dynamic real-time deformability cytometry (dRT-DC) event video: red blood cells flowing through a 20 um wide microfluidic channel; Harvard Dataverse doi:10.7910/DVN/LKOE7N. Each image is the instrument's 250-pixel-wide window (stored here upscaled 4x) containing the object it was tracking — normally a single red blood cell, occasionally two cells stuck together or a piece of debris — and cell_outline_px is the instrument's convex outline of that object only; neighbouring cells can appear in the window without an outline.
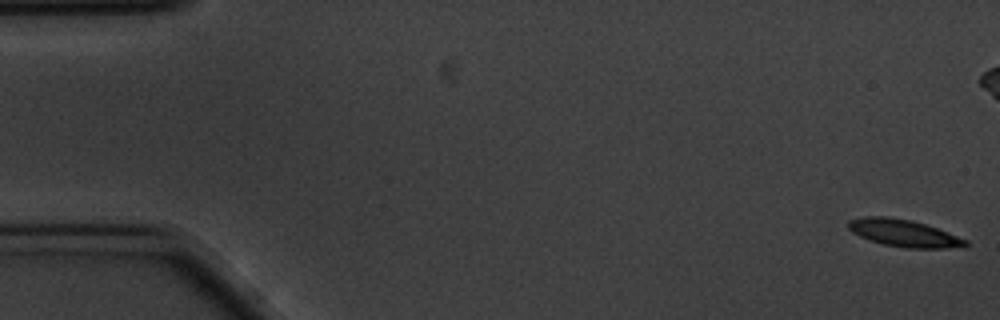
{"species": "common noctule bat (a hibernating species)", "species_latin": "Nyctalus noctula", "temperature_condition": "cold", "stored_images_in_passage": 58, "camera_frame_rate_fps": 3000, "um_per_image_px": 0.085, "animal": {"sex": "male", "body_mass_g": 20.1, "forearm_length_mm": 53.5}, "frame": {"image": 1, "passage_image": 1, "time_ms": 0.0, "image_size_px": [1000, 320], "cell_outline_px": [[968, 244], [964, 248], [904, 248], [884, 244], [868, 240], [852, 232], [848, 228], [848, 220], [864, 216], [888, 216], [912, 220], [936, 228], [968, 240]], "centroid_in_image_um": [76.82, 19.82], "position_along_channel_um": 8.2, "area_um2": 18.67}}
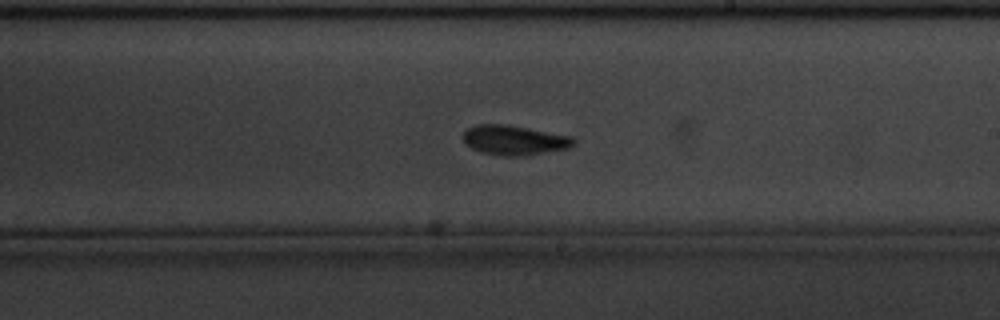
{"frame": {"image": 2, "passage_image": 33, "time_ms": 10.667, "image_size_px": [1000, 320], "cell_outline_px": [[576, 144], [572, 148], [528, 156], [504, 156], [480, 152], [472, 148], [460, 136], [468, 128], [476, 124], [504, 124], [528, 128], [572, 136], [576, 140]], "centroid_in_image_um": [43.77, 11.92], "position_along_channel_um": 245.2, "area_um2": 19.48}}
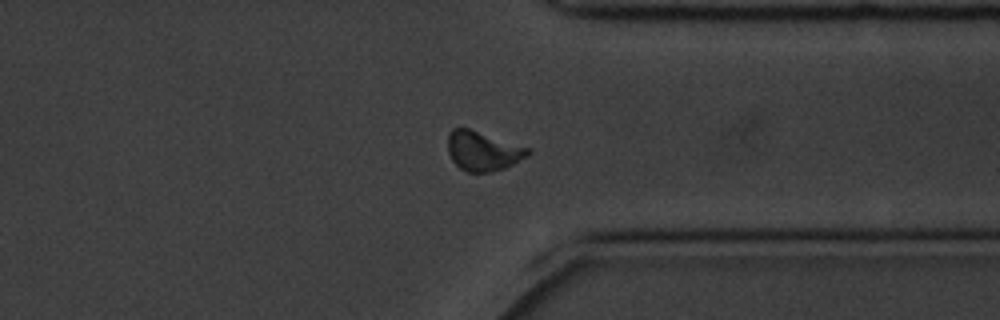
{"frame": {"image": 3, "passage_image": 44, "time_ms": 14.333, "image_size_px": [1000, 320], "cell_outline_px": [[532, 152], [528, 156], [504, 168], [488, 172], [468, 172], [460, 168], [452, 160], [448, 152], [448, 132], [452, 128], [468, 128], [532, 148]], "centroid_in_image_um": [41.06, 12.82], "position_along_channel_um": 370.3, "area_um2": 18.5}, "authors_computed_cell_mechanics": {"area_um2": 18.7272, "velocity_mm_per_s": 3.4717, "shape_relaxation_time_tau1_ms": 2.4765, "shape_relaxation_time_tau2_ms": 3.8934, "deformation_change_tau1": 0.1573, "deformation_change_tau2": 0.1071}}